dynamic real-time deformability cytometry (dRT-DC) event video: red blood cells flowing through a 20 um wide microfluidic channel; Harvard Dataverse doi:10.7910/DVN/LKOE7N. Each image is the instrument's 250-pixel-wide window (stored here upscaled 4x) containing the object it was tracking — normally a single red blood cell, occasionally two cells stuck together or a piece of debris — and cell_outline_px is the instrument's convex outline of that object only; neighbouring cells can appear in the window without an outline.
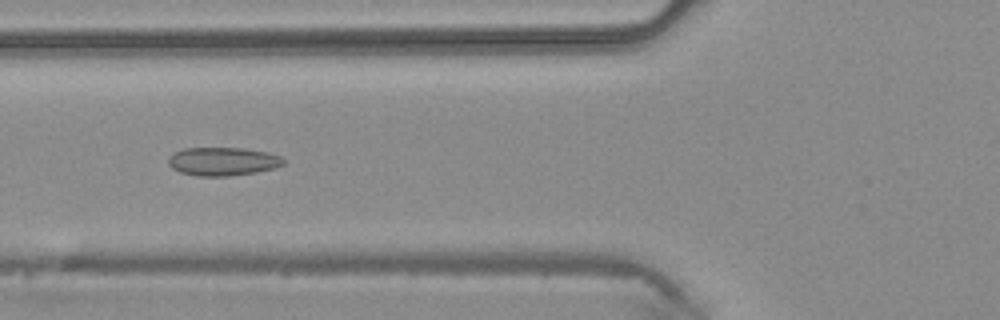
{"species": "common noctule bat (a hibernating species)", "species_latin": "Nyctalus noctula", "temperature_condition": "warm", "stored_images_in_passage": 39, "camera_frame_rate_fps": 3000, "um_per_image_px": 0.085, "animal": {"sex": "male", "body_mass_g": 20.4}, "frame": {"image": 1, "passage_image": 12, "time_ms": 3.667, "image_size_px": [1000, 320], "cell_outline_px": [[284, 164], [276, 168], [256, 172], [228, 176], [196, 176], [180, 172], [172, 168], [168, 164], [168, 156], [184, 148], [244, 148], [268, 152], [280, 156], [284, 160]], "centroid_in_image_um": [18.94, 13.72], "position_along_channel_um": 106.9, "area_um2": 19.13}}
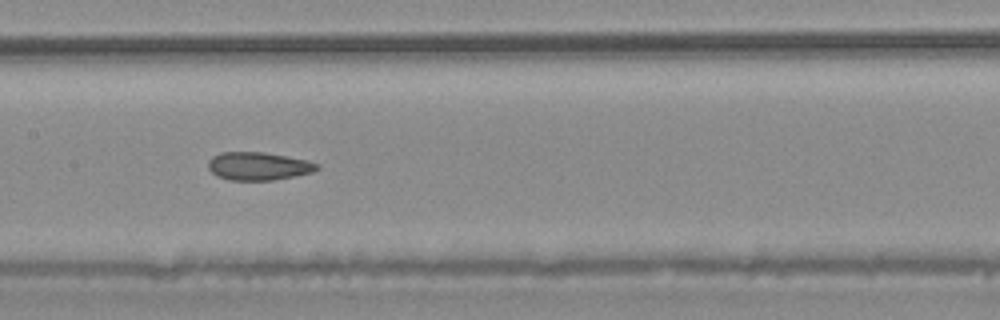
{"frame": {"image": 2, "passage_image": 17, "time_ms": 5.333, "image_size_px": [1000, 320], "cell_outline_px": [[320, 168], [312, 172], [272, 180], [228, 180], [216, 176], [208, 168], [208, 160], [212, 156], [220, 152], [264, 152], [308, 160], [320, 164]], "centroid_in_image_um": [21.94, 14.11], "position_along_channel_um": 185.5, "area_um2": 17.86}}
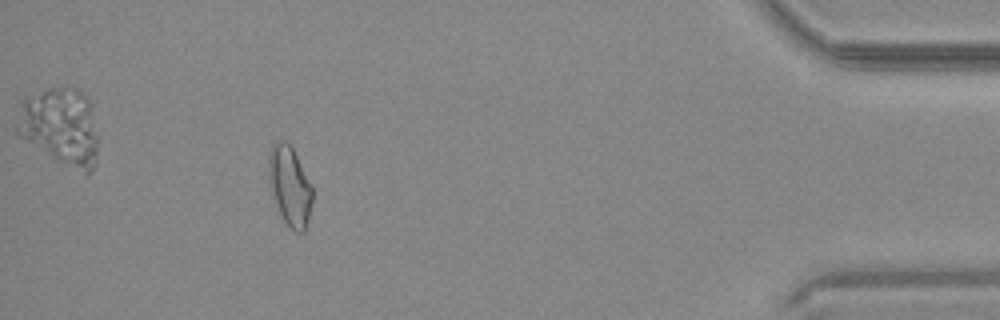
{"frame": {"image": 3, "passage_image": 35, "time_ms": 11.333, "image_size_px": [1000, 320], "cell_outline_px": [[312, 200], [304, 232], [296, 232], [284, 220], [280, 212], [268, 176], [268, 156], [272, 148], [280, 140], [284, 140], [292, 148], [312, 188]], "centroid_in_image_um": [24.63, 15.8], "position_along_channel_um": 410.6, "area_um2": 19.19}}